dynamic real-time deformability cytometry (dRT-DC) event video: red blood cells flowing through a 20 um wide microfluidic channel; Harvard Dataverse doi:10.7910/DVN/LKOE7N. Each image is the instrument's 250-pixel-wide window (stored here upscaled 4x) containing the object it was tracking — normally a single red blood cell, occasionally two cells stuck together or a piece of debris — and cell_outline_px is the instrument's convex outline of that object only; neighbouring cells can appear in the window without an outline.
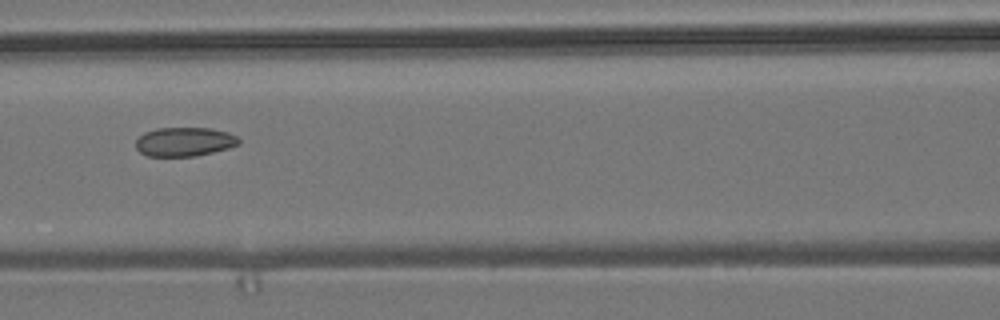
{"species": "common noctule bat (a hibernating species)", "species_latin": "Nyctalus noctula", "temperature_condition": "room temperature", "stored_images_in_passage": 9, "camera_frame_rate_fps": 3000, "um_per_image_px": 0.085, "animal": {"sex": "male", "body_mass_g": 19.2, "forearm_length_mm": 51.8}, "frame": {"image": 1, "passage_image": 7, "time_ms": 2.0, "image_size_px": [1000, 320], "cell_outline_px": [[240, 144], [228, 148], [196, 156], [148, 156], [140, 152], [136, 148], [136, 140], [144, 132], [156, 128], [212, 128], [228, 132], [236, 136], [240, 140]], "centroid_in_image_um": [15.68, 12.04], "position_along_channel_um": 150.9, "area_um2": 17.46}}
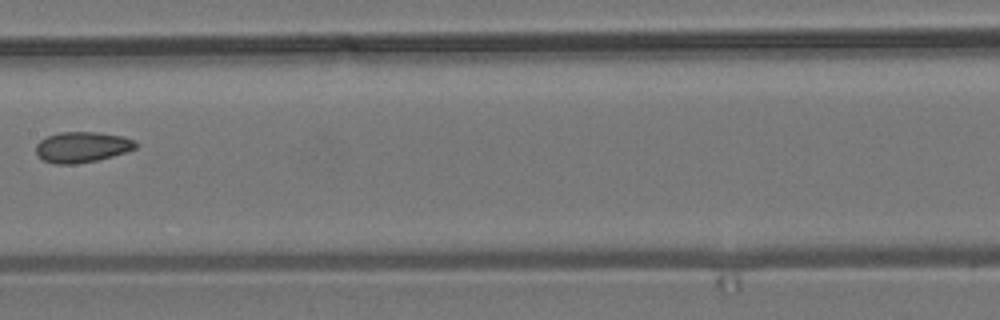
{"frame": {"image": 2, "passage_image": 8, "time_ms": 2.333, "image_size_px": [1000, 320], "cell_outline_px": [[140, 144], [136, 148], [112, 156], [96, 160], [76, 164], [56, 164], [44, 160], [36, 156], [36, 144], [40, 140], [48, 136], [60, 132], [100, 132], [124, 136]], "centroid_in_image_um": [6.97, 12.49], "position_along_channel_um": 200.4, "area_um2": 17.86}}
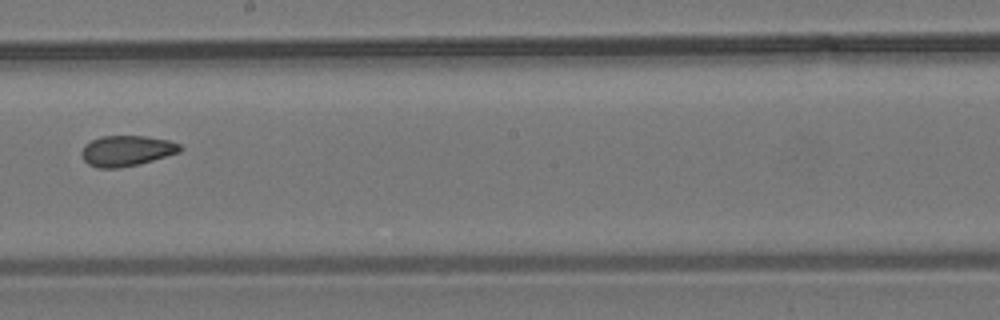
{"frame": {"image": 3, "passage_image": 9, "time_ms": 2.667, "image_size_px": [1000, 320], "cell_outline_px": [[184, 148], [180, 152], [140, 164], [120, 168], [100, 168], [88, 164], [84, 160], [80, 152], [84, 144], [100, 136], [144, 136], [168, 140], [180, 144]], "centroid_in_image_um": [10.76, 12.82], "position_along_channel_um": 237.4, "area_um2": 17.69}}